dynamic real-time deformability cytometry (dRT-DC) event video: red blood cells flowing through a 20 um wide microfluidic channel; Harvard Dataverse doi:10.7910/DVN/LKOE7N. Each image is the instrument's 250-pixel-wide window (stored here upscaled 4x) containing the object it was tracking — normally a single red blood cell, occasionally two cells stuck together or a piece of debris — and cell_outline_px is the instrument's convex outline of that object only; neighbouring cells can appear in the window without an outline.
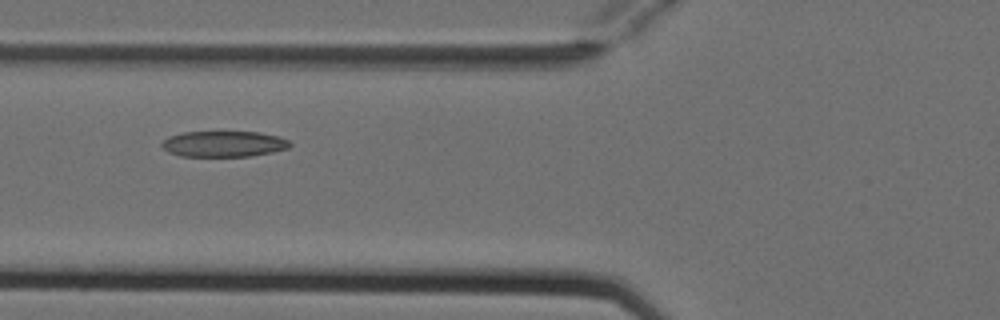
{"species": "Egyptian fruit bat (a non-hibernating species)", "species_latin": "Rousettus aegyptiacus", "temperature_condition": "cold", "stored_images_in_passage": 8, "camera_frame_rate_fps": 3000, "um_per_image_px": 0.085, "animal": {"sex": "female"}, "frame": {"image": 1, "passage_image": 6, "time_ms": 1.667, "image_size_px": [1000, 320], "cell_outline_px": [[292, 144], [288, 148], [272, 152], [252, 156], [180, 156], [168, 152], [160, 144], [168, 136], [184, 132], [260, 132], [276, 136], [288, 140]], "centroid_in_image_um": [19.0, 12.23], "position_along_channel_um": 106.8, "area_um2": 19.25}}
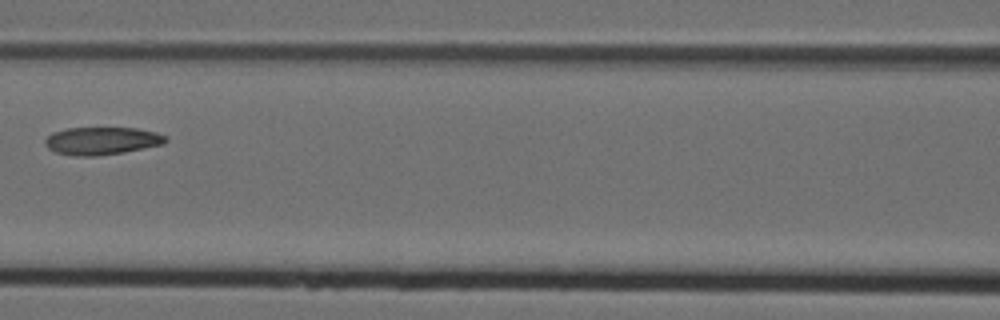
{"frame": {"image": 2, "passage_image": 7, "time_ms": 2.0, "image_size_px": [1000, 320], "cell_outline_px": [[168, 140], [164, 144], [124, 152], [96, 156], [72, 156], [56, 152], [48, 148], [44, 144], [44, 140], [52, 132], [64, 128], [136, 128], [156, 132], [168, 136]], "centroid_in_image_um": [8.65, 11.97], "position_along_channel_um": 157.9, "area_um2": 19.65}}
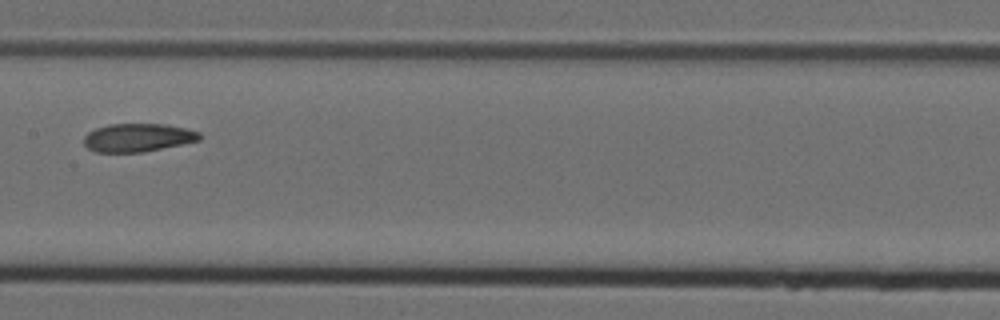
{"frame": {"image": 3, "passage_image": 8, "time_ms": 2.333, "image_size_px": [1000, 320], "cell_outline_px": [[200, 140], [144, 152], [96, 152], [88, 148], [84, 144], [84, 136], [88, 132], [96, 128], [108, 124], [164, 124], [188, 128], [200, 132]], "centroid_in_image_um": [11.72, 11.69], "position_along_channel_um": 195.7, "area_um2": 19.07}}